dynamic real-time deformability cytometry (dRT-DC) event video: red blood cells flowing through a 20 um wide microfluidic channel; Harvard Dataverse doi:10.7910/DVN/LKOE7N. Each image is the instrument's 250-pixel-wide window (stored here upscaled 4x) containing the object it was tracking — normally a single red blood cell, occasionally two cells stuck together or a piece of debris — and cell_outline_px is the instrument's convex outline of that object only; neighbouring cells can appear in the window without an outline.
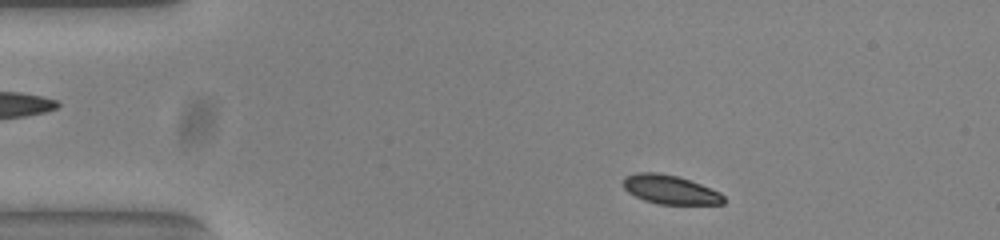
{"species": "common noctule bat (a hibernating species)", "species_latin": "Nyctalus noctula", "temperature_condition": "warm", "stored_images_in_passage": 48, "camera_frame_rate_fps": 3000, "um_per_image_px": 0.085, "animal": {"sex": "female", "body_mass_g": 23.0, "forearm_length_mm": 53.4}, "frame": {"image": 1, "passage_image": 4, "time_ms": 1.0, "image_size_px": [1000, 240], "cell_outline_px": [[724, 204], [660, 204], [644, 200], [628, 192], [624, 188], [624, 176], [636, 172], [660, 172], [676, 176], [700, 184], [720, 192], [724, 196]], "centroid_in_image_um": [56.95, 16.11], "position_along_channel_um": 28.1, "area_um2": 16.82}}
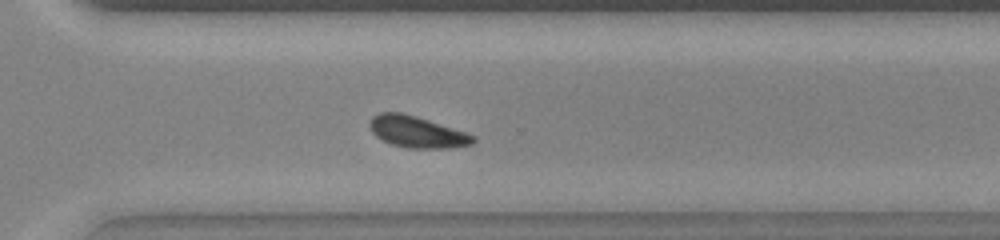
{"frame": {"image": 2, "passage_image": 33, "time_ms": 10.667, "image_size_px": [1000, 240], "cell_outline_px": [[476, 140], [472, 144], [452, 148], [408, 148], [392, 144], [376, 136], [372, 132], [368, 124], [372, 116], [380, 112], [400, 112], [416, 116], [476, 136]], "centroid_in_image_um": [35.42, 11.21], "position_along_channel_um": 335.2, "area_um2": 18.84}}
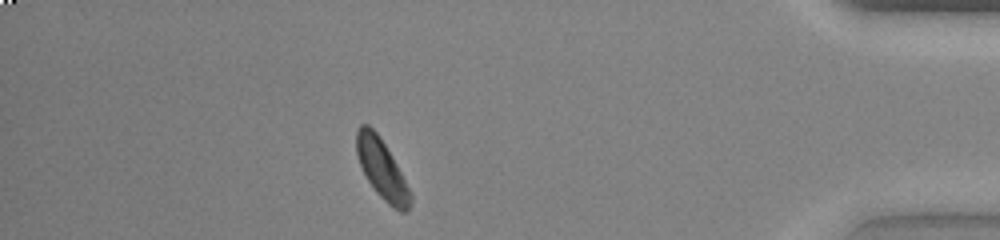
{"frame": {"image": 3, "passage_image": 42, "time_ms": 13.667, "image_size_px": [1000, 240], "cell_outline_px": [[412, 204], [404, 212], [400, 212], [392, 208], [376, 192], [368, 180], [356, 156], [356, 132], [360, 124], [368, 124], [376, 132], [384, 144], [396, 164], [412, 192]], "centroid_in_image_um": [32.46, 14.4], "position_along_channel_um": 402.7, "area_um2": 18.55}, "authors_computed_cell_mechanics": {"area_um2": 18.496, "velocity_mm_per_s": 3.8126, "shape_relaxation_time_tau1_ms": 1.6976, "shape_relaxation_time_tau2_ms": null, "deformation_change_tau1": 0.0939, "deformation_change_tau2": null}}